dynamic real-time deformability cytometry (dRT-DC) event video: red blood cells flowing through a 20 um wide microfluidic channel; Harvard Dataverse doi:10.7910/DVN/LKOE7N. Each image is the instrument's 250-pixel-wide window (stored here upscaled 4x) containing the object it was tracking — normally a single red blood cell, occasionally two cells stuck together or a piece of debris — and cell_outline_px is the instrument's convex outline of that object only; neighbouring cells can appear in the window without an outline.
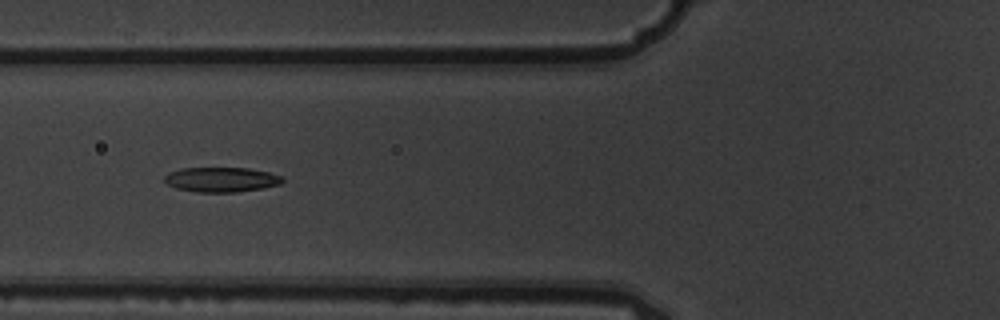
{"species": "common noctule bat (a hibernating species)", "species_latin": "Nyctalus noctula", "temperature_condition": "warm", "stored_images_in_passage": 7, "camera_frame_rate_fps": 3000, "um_per_image_px": 0.085, "animal": {"sex": "male", "body_mass_g": 19.5, "forearm_length_mm": 54.6}, "frame": {"image": 1, "passage_image": 5, "time_ms": 1.333, "image_size_px": [1000, 320], "cell_outline_px": [[284, 180], [280, 184], [264, 188], [236, 192], [196, 192], [176, 188], [168, 184], [164, 180], [164, 176], [168, 172], [180, 168], [248, 168], [268, 172], [284, 176]], "centroid_in_image_um": [18.82, 15.26], "position_along_channel_um": 107.0, "area_um2": 17.17}}
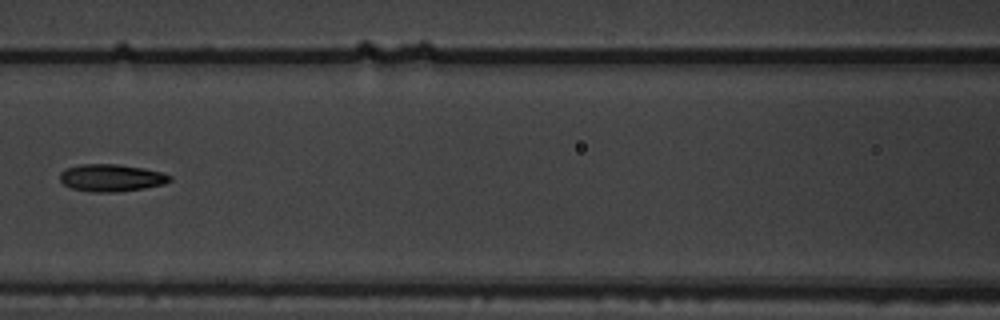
{"frame": {"image": 2, "passage_image": 6, "time_ms": 1.667, "image_size_px": [1000, 320], "cell_outline_px": [[172, 180], [164, 184], [144, 188], [116, 192], [92, 192], [72, 188], [64, 184], [60, 180], [60, 172], [64, 168], [80, 164], [116, 164], [144, 168], [160, 172], [172, 176]], "centroid_in_image_um": [9.45, 15.11], "position_along_channel_um": 157.2, "area_um2": 17.51}}
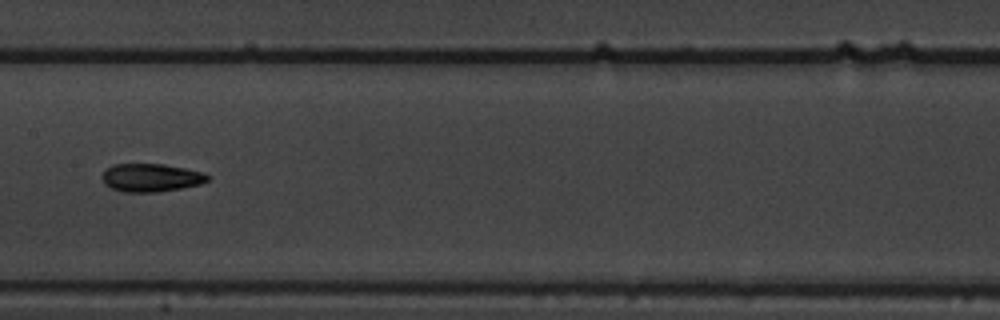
{"frame": {"image": 3, "passage_image": 7, "time_ms": 2.0, "image_size_px": [1000, 320], "cell_outline_px": [[208, 180], [200, 184], [180, 188], [156, 192], [124, 192], [112, 188], [104, 184], [100, 176], [112, 164], [164, 164], [204, 172], [208, 176]], "centroid_in_image_um": [12.8, 15.1], "position_along_channel_um": 194.6, "area_um2": 17.22}}